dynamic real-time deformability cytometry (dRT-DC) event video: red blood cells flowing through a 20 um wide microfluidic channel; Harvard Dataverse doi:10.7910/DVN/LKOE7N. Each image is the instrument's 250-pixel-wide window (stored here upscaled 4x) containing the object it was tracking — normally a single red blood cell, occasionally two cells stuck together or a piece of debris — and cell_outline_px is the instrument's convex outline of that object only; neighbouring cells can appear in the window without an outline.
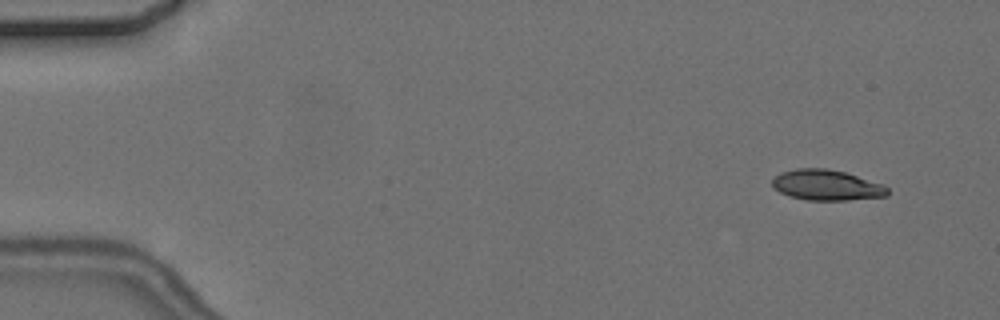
{"species": "common noctule bat (a hibernating species)", "species_latin": "Nyctalus noctula", "temperature_condition": "cold", "stored_images_in_passage": 10, "camera_frame_rate_fps": 3000, "um_per_image_px": 0.085, "animal": {"sex": "female", "body_mass_g": 24.6, "forearm_length_mm": 56.2}, "frame": {"image": 1, "passage_image": 2, "time_ms": 1.0, "image_size_px": [1000, 320], "cell_outline_px": [[888, 196], [848, 200], [808, 200], [788, 196], [780, 192], [772, 184], [772, 180], [780, 172], [796, 168], [828, 168], [844, 172], [884, 184], [888, 188]], "centroid_in_image_um": [70.27, 15.73], "position_along_channel_um": 14.7, "area_um2": 20.58}}
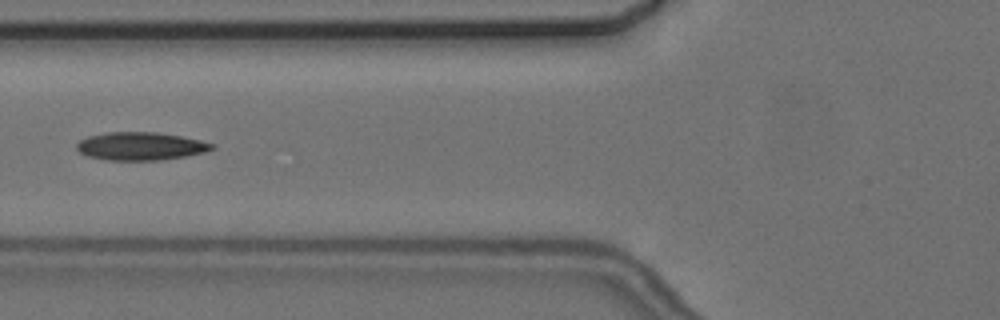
{"frame": {"image": 2, "passage_image": 7, "time_ms": 7.0, "image_size_px": [1000, 320], "cell_outline_px": [[216, 148], [204, 152], [184, 156], [160, 160], [108, 160], [88, 156], [80, 152], [76, 148], [76, 144], [80, 140], [88, 136], [108, 132], [156, 132], [180, 136], [200, 140], [216, 144]], "centroid_in_image_um": [11.96, 12.42], "position_along_channel_um": 113.8, "area_um2": 22.02}}